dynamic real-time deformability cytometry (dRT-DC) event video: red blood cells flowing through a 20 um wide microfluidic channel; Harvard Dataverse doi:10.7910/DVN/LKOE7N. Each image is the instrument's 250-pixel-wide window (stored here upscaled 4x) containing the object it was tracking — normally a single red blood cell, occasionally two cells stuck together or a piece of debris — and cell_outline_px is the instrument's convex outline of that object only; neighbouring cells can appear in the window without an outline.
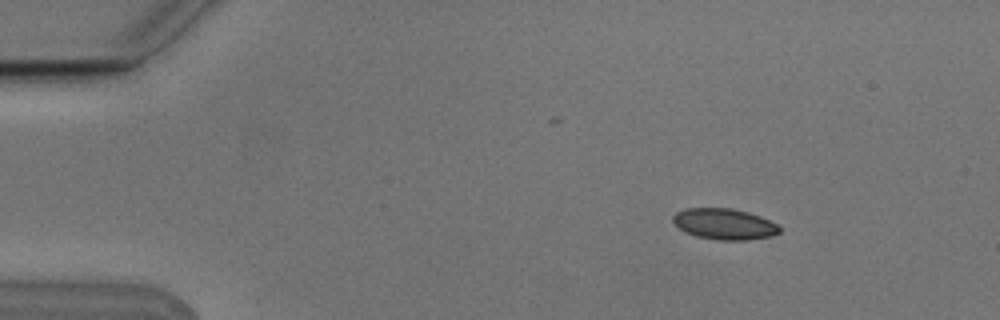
{"species": "Egyptian fruit bat (a non-hibernating species)", "species_latin": "Rousettus aegyptiacus", "temperature_condition": "cold", "stored_images_in_passage": 4, "camera_frame_rate_fps": 3000, "um_per_image_px": 0.085, "animal": {"sex": "male"}, "frame": {"image": 1, "passage_image": 1, "time_ms": 0.0, "image_size_px": [1000, 320], "cell_outline_px": [[780, 232], [772, 236], [748, 240], [720, 240], [696, 236], [684, 232], [672, 220], [672, 216], [676, 212], [688, 208], [732, 208], [748, 212], [760, 216], [776, 224], [780, 228]], "centroid_in_image_um": [61.56, 19.04], "position_along_channel_um": 23.4, "area_um2": 19.19}}